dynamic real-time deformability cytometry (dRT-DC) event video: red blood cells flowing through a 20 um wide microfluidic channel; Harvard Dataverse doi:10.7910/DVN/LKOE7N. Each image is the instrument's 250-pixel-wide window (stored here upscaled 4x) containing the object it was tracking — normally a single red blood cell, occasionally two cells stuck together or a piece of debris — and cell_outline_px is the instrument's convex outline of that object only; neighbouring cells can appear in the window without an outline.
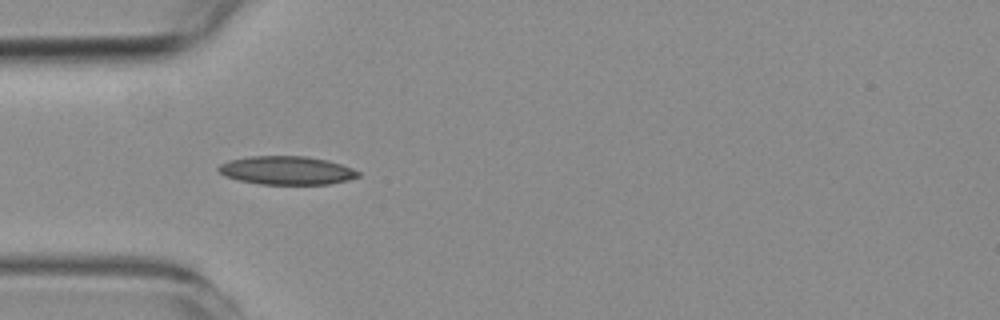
{"species": "common noctule bat (a hibernating species)", "species_latin": "Nyctalus noctula", "temperature_condition": "room temperature", "stored_images_in_passage": 5, "camera_frame_rate_fps": 3000, "um_per_image_px": 0.085, "animal": {"sex": "female", "body_mass_g": 19.3, "forearm_length_mm": 54.1}, "frame": {"image": 1, "passage_image": 1, "time_ms": 0.0, "image_size_px": [1000, 320], "cell_outline_px": [[360, 176], [348, 180], [328, 184], [260, 184], [240, 180], [224, 176], [216, 168], [220, 164], [228, 160], [248, 156], [308, 156], [328, 160], [352, 168], [360, 172]], "centroid_in_image_um": [24.36, 14.47], "position_along_channel_um": 60.6, "area_um2": 23.24}}
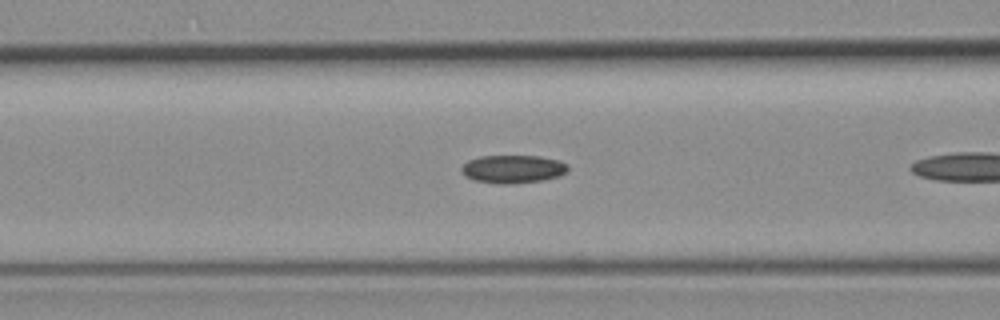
{"frame": {"image": 2, "passage_image": 3, "time_ms": 0.667, "image_size_px": [1000, 320], "cell_outline_px": [[568, 172], [560, 176], [544, 180], [512, 184], [500, 184], [472, 180], [464, 176], [460, 172], [460, 168], [468, 160], [480, 156], [540, 156], [560, 160], [568, 164]], "centroid_in_image_um": [43.6, 14.37], "position_along_channel_um": 123.0, "area_um2": 17.8}}